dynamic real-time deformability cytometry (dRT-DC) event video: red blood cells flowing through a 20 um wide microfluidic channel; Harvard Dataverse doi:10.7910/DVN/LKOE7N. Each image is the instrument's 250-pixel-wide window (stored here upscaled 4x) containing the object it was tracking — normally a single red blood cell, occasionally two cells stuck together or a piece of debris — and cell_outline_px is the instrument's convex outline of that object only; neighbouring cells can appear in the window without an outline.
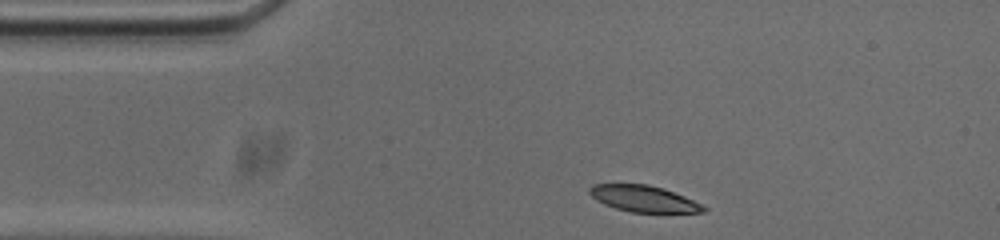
{"species": "common noctule bat (a hibernating species)", "species_latin": "Nyctalus noctula", "temperature_condition": "cold", "stored_images_in_passage": 35, "camera_frame_rate_fps": 3000, "um_per_image_px": 0.085, "animal": {"sex": "male", "body_mass_g": 20.0, "forearm_length_mm": 53.3}, "frame": {"image": 1, "passage_image": 1, "time_ms": 0.0, "image_size_px": [1000, 240], "cell_outline_px": [[708, 208], [704, 212], [632, 212], [616, 208], [604, 204], [596, 200], [588, 192], [588, 188], [592, 184], [648, 184], [684, 196], [704, 204]], "centroid_in_image_um": [54.71, 16.89], "position_along_channel_um": 30.3, "area_um2": 17.4}}
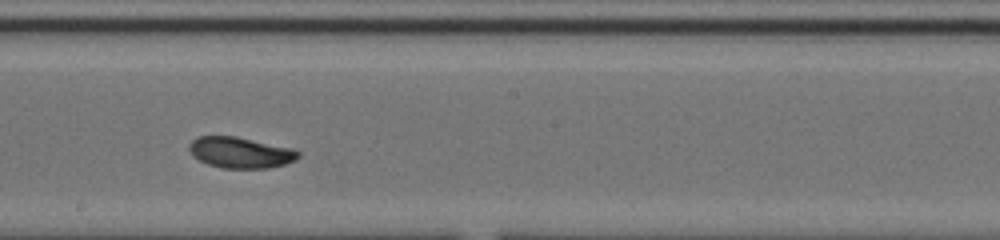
{"frame": {"image": 2, "passage_image": 20, "time_ms": 6.333, "image_size_px": [1000, 240], "cell_outline_px": [[300, 156], [296, 160], [284, 164], [268, 168], [224, 168], [208, 164], [192, 156], [188, 148], [188, 144], [192, 140], [200, 136], [236, 136], [296, 148], [300, 152]], "centroid_in_image_um": [20.47, 12.95], "position_along_channel_um": 227.7, "area_um2": 19.94}}
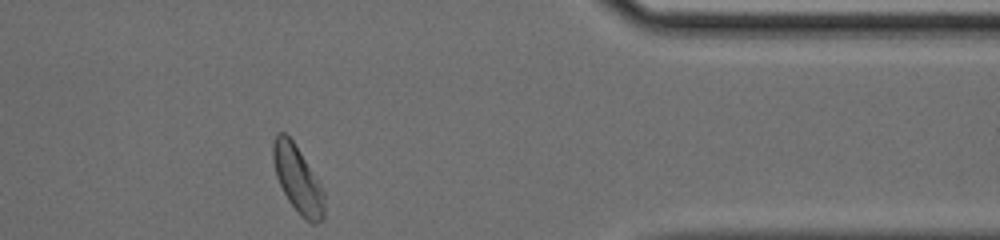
{"frame": {"image": 3, "passage_image": 35, "time_ms": 11.333, "image_size_px": [1000, 240], "cell_outline_px": [[324, 220], [316, 224], [312, 224], [288, 200], [276, 176], [272, 160], [272, 144], [276, 132], [284, 132], [292, 140], [316, 176], [324, 192]], "centroid_in_image_um": [25.3, 15.21], "position_along_channel_um": 386.1, "area_um2": 19.71}, "authors_computed_cell_mechanics": {"area_um2": 19.652, "velocity_mm_per_s": 3.7021, "shape_relaxation_time_tau1_ms": 2.7708, "shape_relaxation_time_tau2_ms": 3.9344, "deformation_change_tau1": 0.1405, "deformation_change_tau2": 0.0794}}